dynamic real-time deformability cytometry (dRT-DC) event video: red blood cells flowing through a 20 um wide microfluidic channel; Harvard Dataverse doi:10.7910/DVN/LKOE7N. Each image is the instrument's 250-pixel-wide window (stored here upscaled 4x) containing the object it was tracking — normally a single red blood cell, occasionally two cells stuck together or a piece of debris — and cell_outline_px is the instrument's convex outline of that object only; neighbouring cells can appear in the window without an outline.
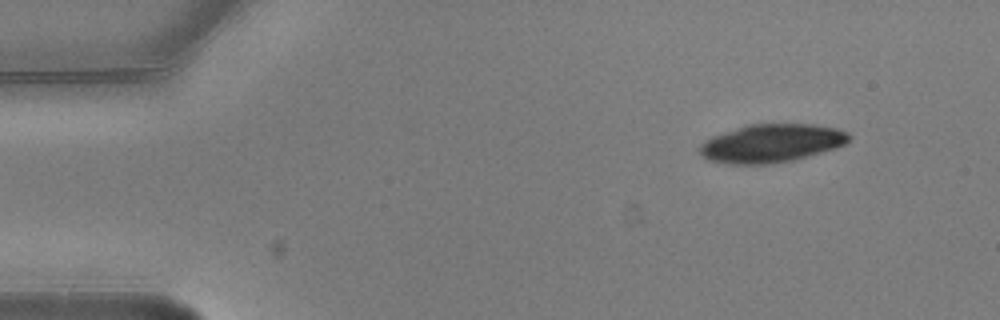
{"species": "common noctule bat (a hibernating species)", "species_latin": "Nyctalus noctula", "temperature_condition": "warm", "stored_images_in_passage": 3, "camera_frame_rate_fps": 3000, "um_per_image_px": 0.085, "animal": {"sex": "male", "body_mass_g": 20.5, "forearm_length_mm": 52.5}, "frame": {"image": 1, "passage_image": 1, "time_ms": 0.0, "image_size_px": [1000, 320], "cell_outline_px": [[852, 136], [844, 144], [836, 148], [796, 160], [772, 164], [728, 164], [708, 160], [700, 152], [700, 148], [712, 136], [748, 124], [816, 124], [836, 128], [848, 132]], "centroid_in_image_um": [65.64, 12.18], "position_along_channel_um": 19.4, "area_um2": 33.29}}